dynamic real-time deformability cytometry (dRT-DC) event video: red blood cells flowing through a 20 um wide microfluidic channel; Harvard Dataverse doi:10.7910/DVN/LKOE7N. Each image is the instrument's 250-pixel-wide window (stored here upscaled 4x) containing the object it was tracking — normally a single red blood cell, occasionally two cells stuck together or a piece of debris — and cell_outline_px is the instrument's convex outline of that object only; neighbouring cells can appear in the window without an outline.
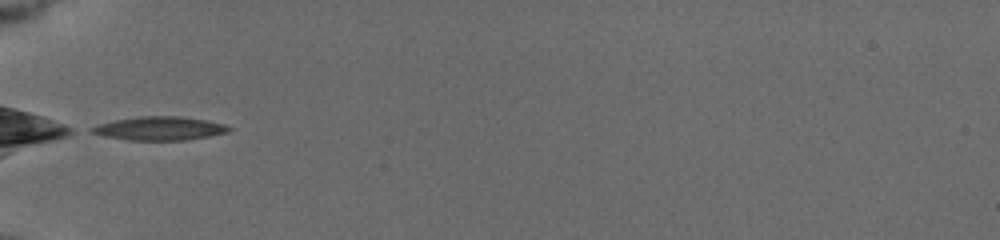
{"species": "common noctule bat (a hibernating species)", "species_latin": "Nyctalus noctula", "temperature_condition": "cold", "stored_images_in_passage": 24, "camera_frame_rate_fps": 3000, "um_per_image_px": 0.085, "animal": {"sex": "female", "body_mass_g": 19.5, "forearm_length_mm": 54.1}, "frame": {"image": 1, "passage_image": 1, "time_ms": 0.0, "image_size_px": [1000, 240], "cell_outline_px": [[232, 128], [228, 132], [208, 136], [184, 140], [128, 140], [104, 136], [88, 132], [88, 128], [100, 124], [116, 120], [140, 116], [180, 116], [204, 120], [224, 124]], "centroid_in_image_um": [13.52, 10.92], "position_along_channel_um": 71.5, "area_um2": 18.73}}
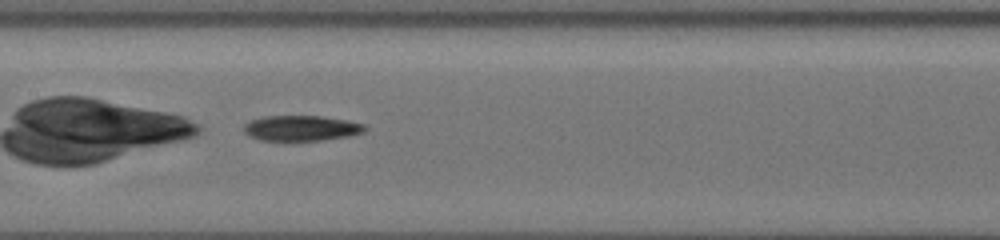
{"frame": {"image": 2, "passage_image": 9, "time_ms": 3.0, "image_size_px": [1000, 240], "cell_outline_px": [[368, 128], [364, 132], [348, 136], [320, 140], [260, 140], [244, 132], [244, 124], [252, 120], [264, 116], [320, 116], [344, 120], [364, 124]], "centroid_in_image_um": [25.62, 10.89], "position_along_channel_um": 181.8, "area_um2": 17.63}}
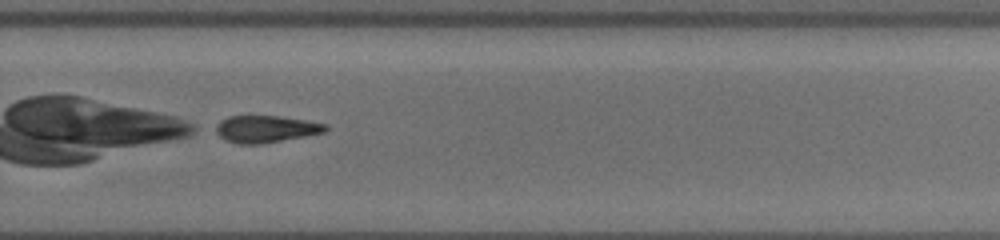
{"frame": {"image": 3, "passage_image": 20, "time_ms": 6.333, "image_size_px": [1000, 240], "cell_outline_px": [[328, 128], [324, 132], [304, 136], [260, 144], [240, 144], [224, 140], [208, 128], [220, 120], [228, 116], [280, 116], [328, 124]], "centroid_in_image_um": [22.47, 10.96], "position_along_channel_um": 307.3, "area_um2": 17.57}}